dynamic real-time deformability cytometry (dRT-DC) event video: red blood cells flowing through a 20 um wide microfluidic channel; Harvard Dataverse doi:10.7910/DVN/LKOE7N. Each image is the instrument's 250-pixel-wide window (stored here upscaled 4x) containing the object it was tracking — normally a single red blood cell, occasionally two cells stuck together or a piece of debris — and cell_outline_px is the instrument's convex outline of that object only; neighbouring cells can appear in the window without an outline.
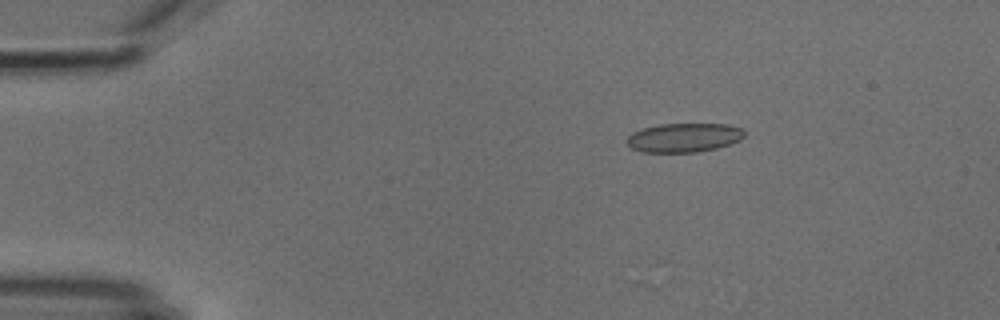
{"species": "common noctule bat (a hibernating species)", "species_latin": "Nyctalus noctula", "temperature_condition": "cold", "stored_images_in_passage": 5, "camera_frame_rate_fps": 3000, "um_per_image_px": 0.085, "animal": {"sex": "male", "body_mass_g": 18.8}, "frame": {"image": 1, "passage_image": 3, "time_ms": 2.333, "image_size_px": [1000, 320], "cell_outline_px": [[744, 136], [740, 140], [716, 148], [696, 152], [640, 152], [632, 148], [624, 140], [632, 132], [644, 128], [660, 124], [728, 124], [740, 128], [744, 132]], "centroid_in_image_um": [58.1, 11.7], "position_along_channel_um": 26.9, "area_um2": 19.83}}